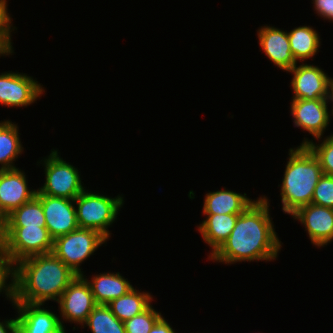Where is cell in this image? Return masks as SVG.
<instances>
[{
  "instance_id": "6da1fadb",
  "label": "cell",
  "mask_w": 333,
  "mask_h": 333,
  "mask_svg": "<svg viewBox=\"0 0 333 333\" xmlns=\"http://www.w3.org/2000/svg\"><path fill=\"white\" fill-rule=\"evenodd\" d=\"M267 196H260L240 213L228 239L208 258L213 262L274 261L282 242L275 232Z\"/></svg>"
},
{
  "instance_id": "7a4b0ae2",
  "label": "cell",
  "mask_w": 333,
  "mask_h": 333,
  "mask_svg": "<svg viewBox=\"0 0 333 333\" xmlns=\"http://www.w3.org/2000/svg\"><path fill=\"white\" fill-rule=\"evenodd\" d=\"M76 277L52 252L25 258L13 266V302H57Z\"/></svg>"
},
{
  "instance_id": "3957f363",
  "label": "cell",
  "mask_w": 333,
  "mask_h": 333,
  "mask_svg": "<svg viewBox=\"0 0 333 333\" xmlns=\"http://www.w3.org/2000/svg\"><path fill=\"white\" fill-rule=\"evenodd\" d=\"M280 189L282 211L292 215L311 203L314 189L323 175L319 160L307 146L289 149Z\"/></svg>"
},
{
  "instance_id": "277c9868",
  "label": "cell",
  "mask_w": 333,
  "mask_h": 333,
  "mask_svg": "<svg viewBox=\"0 0 333 333\" xmlns=\"http://www.w3.org/2000/svg\"><path fill=\"white\" fill-rule=\"evenodd\" d=\"M124 202L123 195L112 198L85 189L74 199L79 228L96 230L109 240L112 233L108 228L117 220Z\"/></svg>"
},
{
  "instance_id": "5b68a950",
  "label": "cell",
  "mask_w": 333,
  "mask_h": 333,
  "mask_svg": "<svg viewBox=\"0 0 333 333\" xmlns=\"http://www.w3.org/2000/svg\"><path fill=\"white\" fill-rule=\"evenodd\" d=\"M37 163L44 167L45 183L37 189L36 194L74 200L86 189L80 171L61 158L57 149L51 150L49 156Z\"/></svg>"
},
{
  "instance_id": "8992f818",
  "label": "cell",
  "mask_w": 333,
  "mask_h": 333,
  "mask_svg": "<svg viewBox=\"0 0 333 333\" xmlns=\"http://www.w3.org/2000/svg\"><path fill=\"white\" fill-rule=\"evenodd\" d=\"M53 241L46 227H6L0 247L14 266L25 258L51 253Z\"/></svg>"
},
{
  "instance_id": "52a82bcc",
  "label": "cell",
  "mask_w": 333,
  "mask_h": 333,
  "mask_svg": "<svg viewBox=\"0 0 333 333\" xmlns=\"http://www.w3.org/2000/svg\"><path fill=\"white\" fill-rule=\"evenodd\" d=\"M107 238L93 229L78 228L57 237L53 241L52 253L61 259L75 274H85L82 263L94 255V252L107 243Z\"/></svg>"
},
{
  "instance_id": "ba28073f",
  "label": "cell",
  "mask_w": 333,
  "mask_h": 333,
  "mask_svg": "<svg viewBox=\"0 0 333 333\" xmlns=\"http://www.w3.org/2000/svg\"><path fill=\"white\" fill-rule=\"evenodd\" d=\"M60 313V321L63 328L66 327L63 321L81 325L86 322L89 314L97 306L91 288L82 275L77 277L64 290L57 301Z\"/></svg>"
},
{
  "instance_id": "9c48e42d",
  "label": "cell",
  "mask_w": 333,
  "mask_h": 333,
  "mask_svg": "<svg viewBox=\"0 0 333 333\" xmlns=\"http://www.w3.org/2000/svg\"><path fill=\"white\" fill-rule=\"evenodd\" d=\"M43 92V85L32 76L12 71L0 73V105L27 107L40 99Z\"/></svg>"
},
{
  "instance_id": "30bf717a",
  "label": "cell",
  "mask_w": 333,
  "mask_h": 333,
  "mask_svg": "<svg viewBox=\"0 0 333 333\" xmlns=\"http://www.w3.org/2000/svg\"><path fill=\"white\" fill-rule=\"evenodd\" d=\"M287 73H291L290 86L294 93L292 99H330L332 77L314 64L298 63Z\"/></svg>"
},
{
  "instance_id": "8fae6325",
  "label": "cell",
  "mask_w": 333,
  "mask_h": 333,
  "mask_svg": "<svg viewBox=\"0 0 333 333\" xmlns=\"http://www.w3.org/2000/svg\"><path fill=\"white\" fill-rule=\"evenodd\" d=\"M330 99H291L290 111L295 127L313 136L314 140L323 137L330 124L332 110L328 109Z\"/></svg>"
},
{
  "instance_id": "7c38bea8",
  "label": "cell",
  "mask_w": 333,
  "mask_h": 333,
  "mask_svg": "<svg viewBox=\"0 0 333 333\" xmlns=\"http://www.w3.org/2000/svg\"><path fill=\"white\" fill-rule=\"evenodd\" d=\"M36 196L42 203L46 228L53 240L79 228L74 200L44 194Z\"/></svg>"
},
{
  "instance_id": "4fadbf2b",
  "label": "cell",
  "mask_w": 333,
  "mask_h": 333,
  "mask_svg": "<svg viewBox=\"0 0 333 333\" xmlns=\"http://www.w3.org/2000/svg\"><path fill=\"white\" fill-rule=\"evenodd\" d=\"M17 317L18 333H67L60 321L59 315L44 304H27L13 302Z\"/></svg>"
},
{
  "instance_id": "5bb4252c",
  "label": "cell",
  "mask_w": 333,
  "mask_h": 333,
  "mask_svg": "<svg viewBox=\"0 0 333 333\" xmlns=\"http://www.w3.org/2000/svg\"><path fill=\"white\" fill-rule=\"evenodd\" d=\"M291 216L303 225L315 247H325L333 242V209L310 203Z\"/></svg>"
},
{
  "instance_id": "9a60e30c",
  "label": "cell",
  "mask_w": 333,
  "mask_h": 333,
  "mask_svg": "<svg viewBox=\"0 0 333 333\" xmlns=\"http://www.w3.org/2000/svg\"><path fill=\"white\" fill-rule=\"evenodd\" d=\"M26 176L19 168L0 170V209L6 217L36 195Z\"/></svg>"
},
{
  "instance_id": "2e32d148",
  "label": "cell",
  "mask_w": 333,
  "mask_h": 333,
  "mask_svg": "<svg viewBox=\"0 0 333 333\" xmlns=\"http://www.w3.org/2000/svg\"><path fill=\"white\" fill-rule=\"evenodd\" d=\"M257 36L261 50L275 66L288 72L297 64L287 31L266 24L258 29Z\"/></svg>"
},
{
  "instance_id": "e0dca14e",
  "label": "cell",
  "mask_w": 333,
  "mask_h": 333,
  "mask_svg": "<svg viewBox=\"0 0 333 333\" xmlns=\"http://www.w3.org/2000/svg\"><path fill=\"white\" fill-rule=\"evenodd\" d=\"M82 276L88 282L97 305H107L133 288L131 282L120 272L99 273L93 275L91 280L84 274Z\"/></svg>"
},
{
  "instance_id": "ac0fdd59",
  "label": "cell",
  "mask_w": 333,
  "mask_h": 333,
  "mask_svg": "<svg viewBox=\"0 0 333 333\" xmlns=\"http://www.w3.org/2000/svg\"><path fill=\"white\" fill-rule=\"evenodd\" d=\"M202 223L197 225V230L204 243L211 247L208 257L212 256L231 234L239 214H203Z\"/></svg>"
},
{
  "instance_id": "d6986e66",
  "label": "cell",
  "mask_w": 333,
  "mask_h": 333,
  "mask_svg": "<svg viewBox=\"0 0 333 333\" xmlns=\"http://www.w3.org/2000/svg\"><path fill=\"white\" fill-rule=\"evenodd\" d=\"M255 201V199L247 197L246 193L241 194L225 188L213 192L209 191L204 197L202 213L240 214Z\"/></svg>"
},
{
  "instance_id": "ffe728a7",
  "label": "cell",
  "mask_w": 333,
  "mask_h": 333,
  "mask_svg": "<svg viewBox=\"0 0 333 333\" xmlns=\"http://www.w3.org/2000/svg\"><path fill=\"white\" fill-rule=\"evenodd\" d=\"M152 301L153 297L151 293L142 292L133 287L123 296L112 300L107 306L124 323L148 309L152 305Z\"/></svg>"
},
{
  "instance_id": "44dd1931",
  "label": "cell",
  "mask_w": 333,
  "mask_h": 333,
  "mask_svg": "<svg viewBox=\"0 0 333 333\" xmlns=\"http://www.w3.org/2000/svg\"><path fill=\"white\" fill-rule=\"evenodd\" d=\"M288 38L292 55L298 63L314 58L321 45L320 34L312 26H299L290 30Z\"/></svg>"
},
{
  "instance_id": "7402d4cb",
  "label": "cell",
  "mask_w": 333,
  "mask_h": 333,
  "mask_svg": "<svg viewBox=\"0 0 333 333\" xmlns=\"http://www.w3.org/2000/svg\"><path fill=\"white\" fill-rule=\"evenodd\" d=\"M18 131L11 120L0 121V170L17 168L14 162L24 151Z\"/></svg>"
},
{
  "instance_id": "603a6c76",
  "label": "cell",
  "mask_w": 333,
  "mask_h": 333,
  "mask_svg": "<svg viewBox=\"0 0 333 333\" xmlns=\"http://www.w3.org/2000/svg\"><path fill=\"white\" fill-rule=\"evenodd\" d=\"M46 227L40 199L35 195L7 216L6 227Z\"/></svg>"
},
{
  "instance_id": "cb8c5ba5",
  "label": "cell",
  "mask_w": 333,
  "mask_h": 333,
  "mask_svg": "<svg viewBox=\"0 0 333 333\" xmlns=\"http://www.w3.org/2000/svg\"><path fill=\"white\" fill-rule=\"evenodd\" d=\"M87 326L91 333H126L124 323L111 312L107 305H97L92 310L83 328Z\"/></svg>"
},
{
  "instance_id": "d4e9b609",
  "label": "cell",
  "mask_w": 333,
  "mask_h": 333,
  "mask_svg": "<svg viewBox=\"0 0 333 333\" xmlns=\"http://www.w3.org/2000/svg\"><path fill=\"white\" fill-rule=\"evenodd\" d=\"M321 139L323 138L315 139L321 142L317 144L312 139L304 138L300 146H307L317 157L323 174L333 176V134Z\"/></svg>"
},
{
  "instance_id": "484cf974",
  "label": "cell",
  "mask_w": 333,
  "mask_h": 333,
  "mask_svg": "<svg viewBox=\"0 0 333 333\" xmlns=\"http://www.w3.org/2000/svg\"><path fill=\"white\" fill-rule=\"evenodd\" d=\"M7 0H0V52L6 56L14 53L11 32L17 28L13 26L12 17L8 13Z\"/></svg>"
},
{
  "instance_id": "4316f807",
  "label": "cell",
  "mask_w": 333,
  "mask_h": 333,
  "mask_svg": "<svg viewBox=\"0 0 333 333\" xmlns=\"http://www.w3.org/2000/svg\"><path fill=\"white\" fill-rule=\"evenodd\" d=\"M162 316L161 312H158L151 305L148 309L139 315L132 317L124 322L126 333H149L153 325Z\"/></svg>"
},
{
  "instance_id": "83f0119b",
  "label": "cell",
  "mask_w": 333,
  "mask_h": 333,
  "mask_svg": "<svg viewBox=\"0 0 333 333\" xmlns=\"http://www.w3.org/2000/svg\"><path fill=\"white\" fill-rule=\"evenodd\" d=\"M311 203L333 209V176L323 174L320 177Z\"/></svg>"
},
{
  "instance_id": "f1b7e54d",
  "label": "cell",
  "mask_w": 333,
  "mask_h": 333,
  "mask_svg": "<svg viewBox=\"0 0 333 333\" xmlns=\"http://www.w3.org/2000/svg\"><path fill=\"white\" fill-rule=\"evenodd\" d=\"M0 294H5V298H7V300L13 303V266L11 265L8 257L5 255L1 247H0Z\"/></svg>"
},
{
  "instance_id": "f546056e",
  "label": "cell",
  "mask_w": 333,
  "mask_h": 333,
  "mask_svg": "<svg viewBox=\"0 0 333 333\" xmlns=\"http://www.w3.org/2000/svg\"><path fill=\"white\" fill-rule=\"evenodd\" d=\"M314 11L323 20L333 23V0H312Z\"/></svg>"
},
{
  "instance_id": "4dcf8cb0",
  "label": "cell",
  "mask_w": 333,
  "mask_h": 333,
  "mask_svg": "<svg viewBox=\"0 0 333 333\" xmlns=\"http://www.w3.org/2000/svg\"><path fill=\"white\" fill-rule=\"evenodd\" d=\"M149 333H177V332H175L173 327H171L170 323H168L162 315L153 325Z\"/></svg>"
},
{
  "instance_id": "1f68e13d",
  "label": "cell",
  "mask_w": 333,
  "mask_h": 333,
  "mask_svg": "<svg viewBox=\"0 0 333 333\" xmlns=\"http://www.w3.org/2000/svg\"><path fill=\"white\" fill-rule=\"evenodd\" d=\"M0 333H17V317L0 321Z\"/></svg>"
},
{
  "instance_id": "d6a6232c",
  "label": "cell",
  "mask_w": 333,
  "mask_h": 333,
  "mask_svg": "<svg viewBox=\"0 0 333 333\" xmlns=\"http://www.w3.org/2000/svg\"><path fill=\"white\" fill-rule=\"evenodd\" d=\"M6 224H7V217L0 209V240L2 239V237L4 235V232L6 229Z\"/></svg>"
},
{
  "instance_id": "836d02e7",
  "label": "cell",
  "mask_w": 333,
  "mask_h": 333,
  "mask_svg": "<svg viewBox=\"0 0 333 333\" xmlns=\"http://www.w3.org/2000/svg\"><path fill=\"white\" fill-rule=\"evenodd\" d=\"M330 103L333 105V80H332V85H331V93H330ZM331 112H332V116H333V106L331 107Z\"/></svg>"
}]
</instances>
